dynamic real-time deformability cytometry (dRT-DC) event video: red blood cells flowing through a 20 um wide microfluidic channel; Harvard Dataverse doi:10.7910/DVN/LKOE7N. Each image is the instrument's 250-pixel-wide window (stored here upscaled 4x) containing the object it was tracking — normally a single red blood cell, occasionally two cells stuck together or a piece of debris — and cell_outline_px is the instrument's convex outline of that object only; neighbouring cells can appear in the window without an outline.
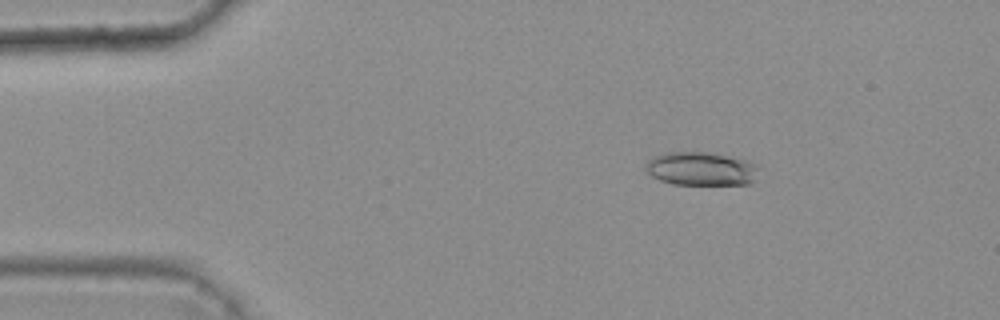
{"species": "common noctule bat (a hibernating species)", "species_latin": "Nyctalus noctula", "temperature_condition": "warm", "stored_images_in_passage": 4, "camera_frame_rate_fps": 3000, "um_per_image_px": 0.085, "animal": {"sex": "female", "body_mass_g": 25.1}, "frame": {"image": 1, "passage_image": 3, "time_ms": 0.667, "image_size_px": [1000, 320], "cell_outline_px": [[756, 180], [748, 184], [672, 184], [660, 180], [652, 176], [648, 172], [648, 160], [664, 152], [704, 152], [744, 160], [756, 164]], "centroid_in_image_um": [59.59, 14.36], "position_along_channel_um": 25.4, "area_um2": 21.56}}